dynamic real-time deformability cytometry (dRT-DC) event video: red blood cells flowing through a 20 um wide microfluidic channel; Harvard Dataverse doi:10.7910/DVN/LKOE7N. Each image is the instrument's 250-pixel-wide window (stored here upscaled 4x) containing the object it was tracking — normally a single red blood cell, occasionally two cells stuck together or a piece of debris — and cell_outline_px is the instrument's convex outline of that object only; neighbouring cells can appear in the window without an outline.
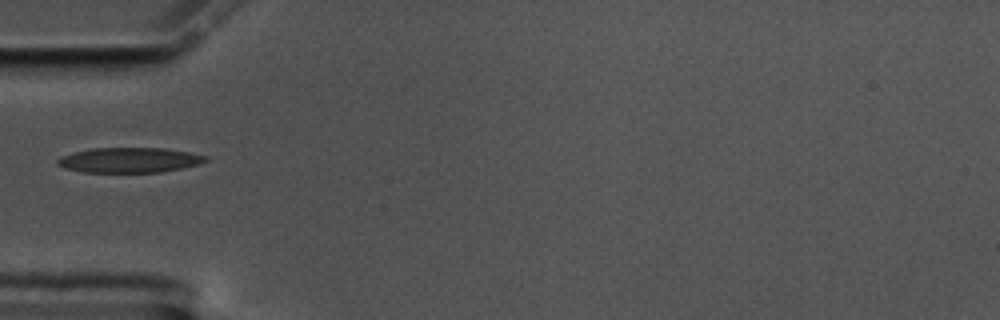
{"species": "common noctule bat (a hibernating species)", "species_latin": "Nyctalus noctula", "temperature_condition": "cold", "stored_images_in_passage": 39, "camera_frame_rate_fps": 3000, "um_per_image_px": 0.085, "animal": {"sex": "male", "body_mass_g": 17.5, "forearm_length_mm": 52.3}, "frame": {"image": 1, "passage_image": 1, "time_ms": 0.0, "image_size_px": [1000, 320], "cell_outline_px": [[208, 160], [196, 164], [180, 168], [160, 172], [84, 172], [64, 168], [56, 164], [56, 160], [60, 156], [72, 152], [92, 148], [164, 148], [188, 152], [208, 156]], "centroid_in_image_um": [10.93, 13.6], "position_along_channel_um": 74.1, "area_um2": 21.56}}
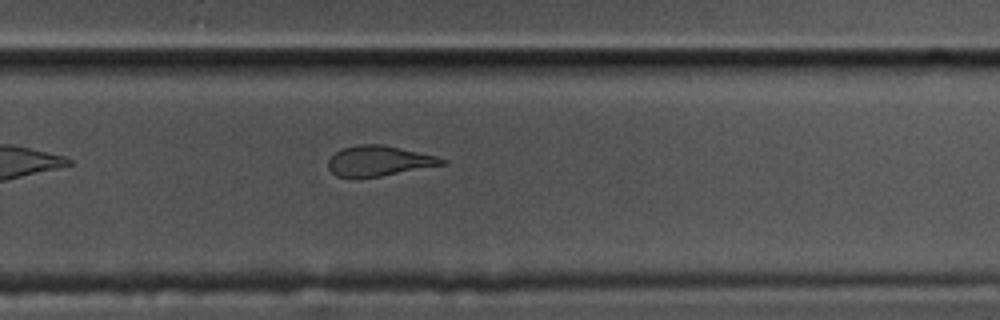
{"frame": {"image": 2, "passage_image": 20, "time_ms": 6.333, "image_size_px": [1000, 320], "cell_outline_px": [[448, 164], [380, 176], [356, 180], [336, 176], [328, 168], [328, 160], [340, 148], [356, 144], [384, 144], [436, 156], [448, 160]], "centroid_in_image_um": [32.18, 13.69], "position_along_channel_um": 297.6, "area_um2": 20.63}}
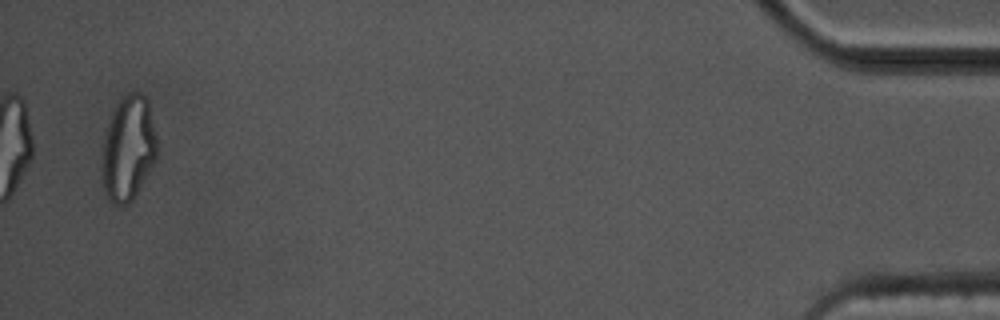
{"frame": {"image": 3, "passage_image": 38, "time_ms": 12.333, "image_size_px": [1000, 320], "cell_outline_px": [[156, 156], [152, 164], [132, 200], [124, 204], [112, 204], [104, 192], [100, 168], [104, 132], [112, 112], [120, 96], [128, 92], [140, 92], [148, 100], [156, 136]], "centroid_in_image_um": [10.85, 12.57], "position_along_channel_um": 424.4, "area_um2": 33.76}}